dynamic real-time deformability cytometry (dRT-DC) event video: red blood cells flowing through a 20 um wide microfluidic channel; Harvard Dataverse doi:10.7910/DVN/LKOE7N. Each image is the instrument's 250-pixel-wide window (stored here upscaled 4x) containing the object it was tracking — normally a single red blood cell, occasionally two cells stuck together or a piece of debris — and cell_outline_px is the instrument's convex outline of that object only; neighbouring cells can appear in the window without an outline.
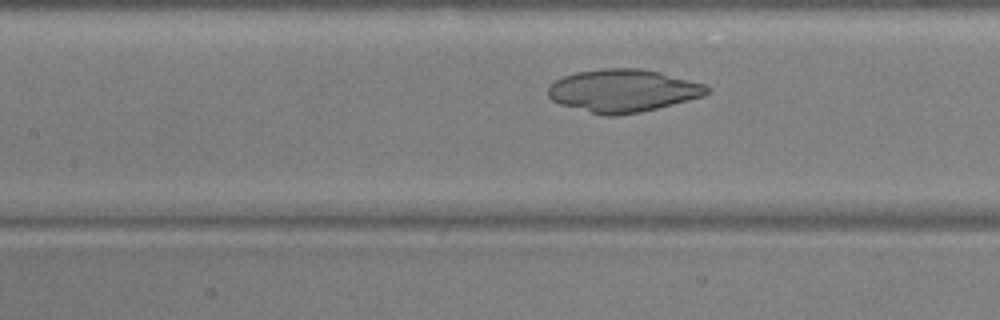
{"species": "common noctule bat (a hibernating species)", "species_latin": "Nyctalus noctula", "temperature_condition": "warm", "stored_images_in_passage": 33, "camera_frame_rate_fps": 3000, "um_per_image_px": 0.085, "animal": {"sex": "male", "body_mass_g": 17.9, "forearm_length_mm": 54.2}, "frame": {"image": 1, "passage_image": 13, "time_ms": 4.0, "image_size_px": [1000, 320], "cell_outline_px": [[712, 92], [704, 96], [640, 112], [616, 116], [608, 116], [560, 104], [552, 100], [548, 96], [548, 88], [556, 80], [564, 76], [576, 72], [600, 68], [640, 68], [660, 72], [704, 84], [712, 88]], "centroid_in_image_um": [52.98, 7.7], "position_along_channel_um": 154.4, "area_um2": 39.42}}
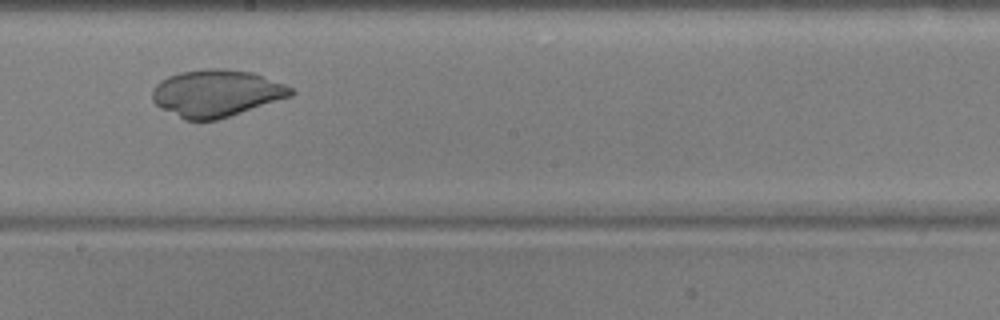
{"frame": {"image": 2, "passage_image": 19, "time_ms": 6.0, "image_size_px": [1000, 320], "cell_outline_px": [[296, 92], [292, 96], [216, 120], [184, 120], [160, 108], [152, 100], [152, 88], [160, 80], [168, 76], [180, 72], [200, 68], [224, 68], [252, 72], [284, 84], [292, 88]], "centroid_in_image_um": [18.36, 7.91], "position_along_channel_um": 229.8, "area_um2": 38.09}}
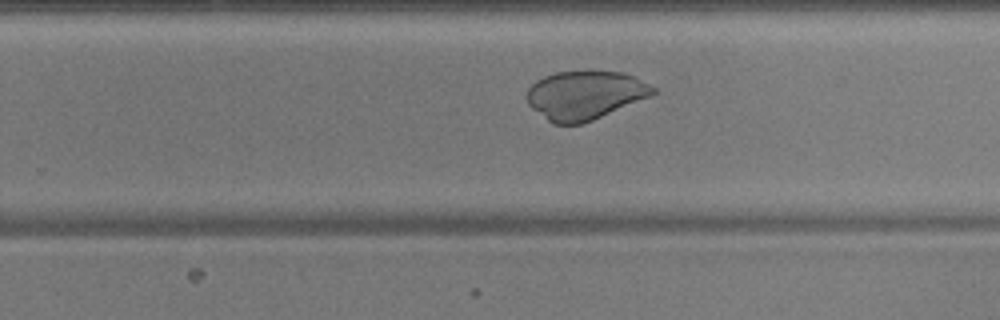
{"frame": {"image": 3, "passage_image": 23, "time_ms": 7.333, "image_size_px": [1000, 320], "cell_outline_px": [[656, 92], [652, 96], [592, 120], [580, 124], [556, 124], [548, 120], [532, 108], [528, 104], [524, 96], [528, 88], [536, 80], [544, 76], [556, 72], [624, 72], [656, 88]], "centroid_in_image_um": [49.7, 8.09], "position_along_channel_um": 280.1, "area_um2": 35.49}}